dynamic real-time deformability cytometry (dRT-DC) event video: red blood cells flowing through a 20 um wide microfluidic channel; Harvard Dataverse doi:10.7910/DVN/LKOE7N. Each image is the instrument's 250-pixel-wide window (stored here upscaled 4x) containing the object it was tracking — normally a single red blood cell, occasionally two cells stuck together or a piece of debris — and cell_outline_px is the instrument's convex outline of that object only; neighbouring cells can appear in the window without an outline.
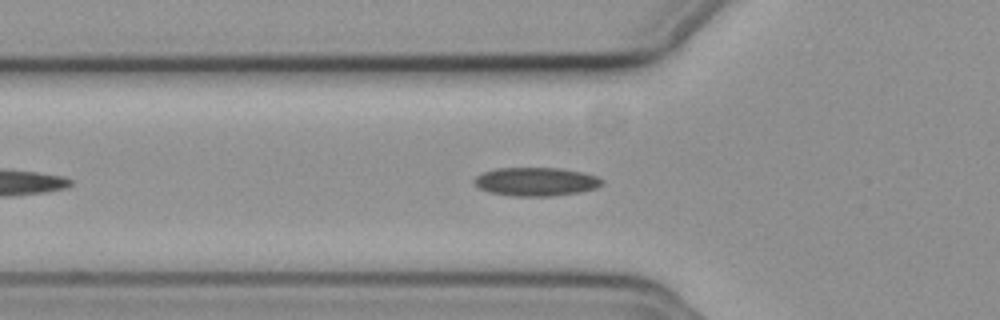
{"species": "common noctule bat (a hibernating species)", "species_latin": "Nyctalus noctula", "temperature_condition": "cold", "stored_images_in_passage": 29, "camera_frame_rate_fps": 3000, "um_per_image_px": 0.085, "animal": {"sex": "female", "body_mass_g": 19.3, "forearm_length_mm": 54.1}, "frame": {"image": 1, "passage_image": 8, "time_ms": 2.333, "image_size_px": [1000, 320], "cell_outline_px": [[604, 184], [596, 188], [580, 192], [552, 196], [512, 196], [488, 192], [480, 188], [476, 184], [476, 176], [484, 172], [496, 168], [560, 168], [584, 172], [596, 176], [604, 180]], "centroid_in_image_um": [45.61, 15.44], "position_along_channel_um": 80.2, "area_um2": 21.27}}
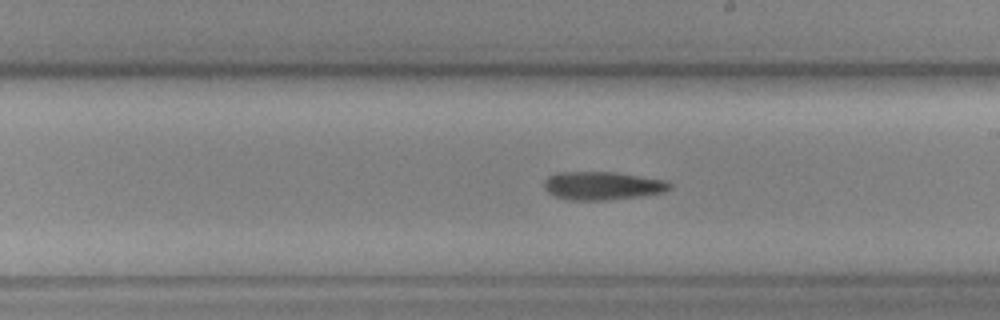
{"frame": {"image": 2, "passage_image": 17, "time_ms": 5.333, "image_size_px": [1000, 320], "cell_outline_px": [[672, 188], [664, 192], [640, 196], [604, 200], [572, 200], [556, 196], [548, 192], [544, 188], [544, 180], [548, 176], [556, 172], [616, 172], [668, 180], [672, 184]], "centroid_in_image_um": [51.24, 15.77], "position_along_channel_um": 237.8, "area_um2": 20.81}}
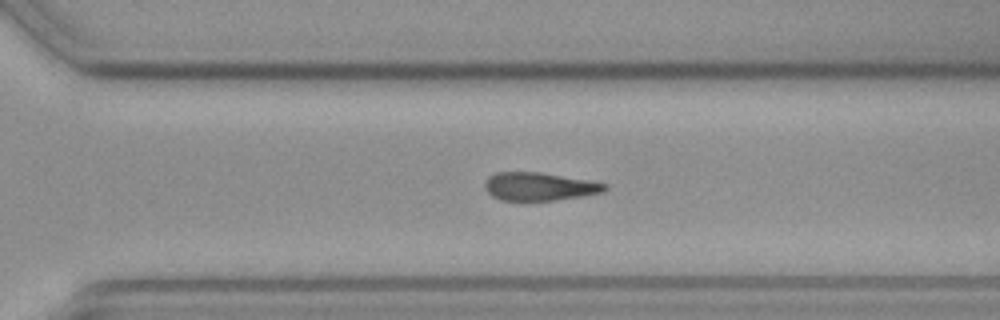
{"frame": {"image": 3, "passage_image": 24, "time_ms": 7.667, "image_size_px": [1000, 320], "cell_outline_px": [[608, 188], [604, 192], [584, 196], [556, 200], [500, 200], [492, 196], [484, 188], [484, 184], [488, 176], [496, 172], [540, 172], [588, 180], [608, 184]], "centroid_in_image_um": [45.85, 15.85], "position_along_channel_um": 324.8, "area_um2": 19.77}}